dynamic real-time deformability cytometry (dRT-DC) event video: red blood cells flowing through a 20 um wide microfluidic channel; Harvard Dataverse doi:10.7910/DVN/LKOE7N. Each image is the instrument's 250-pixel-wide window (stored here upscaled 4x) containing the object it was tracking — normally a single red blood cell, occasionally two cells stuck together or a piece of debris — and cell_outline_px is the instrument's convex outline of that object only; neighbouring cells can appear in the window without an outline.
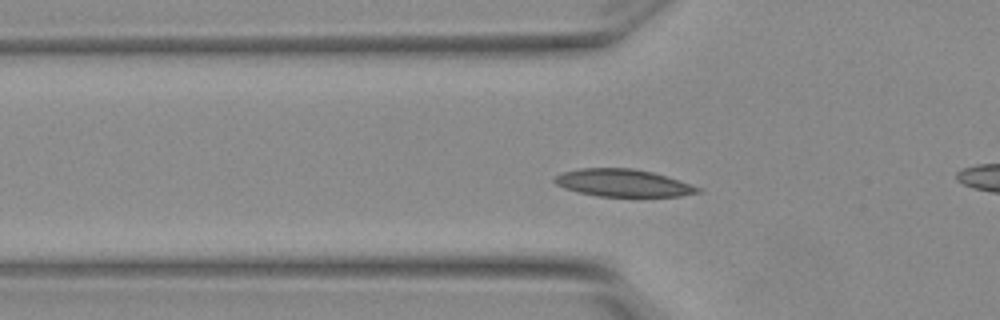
{"species": "Egyptian fruit bat (a non-hibernating species)", "species_latin": "Rousettus aegyptiacus", "temperature_condition": "warm", "stored_images_in_passage": 50, "camera_frame_rate_fps": 3000, "um_per_image_px": 0.085, "animal": {"sex": "female"}, "frame": {"image": 1, "passage_image": 14, "time_ms": 4.333, "image_size_px": [1000, 320], "cell_outline_px": [[704, 192], [680, 196], [600, 196], [580, 192], [564, 188], [556, 184], [552, 180], [556, 176], [564, 172], [580, 168], [632, 168], [652, 172], [700, 188]], "centroid_in_image_um": [52.93, 15.55], "position_along_channel_um": 72.9, "area_um2": 22.48}}
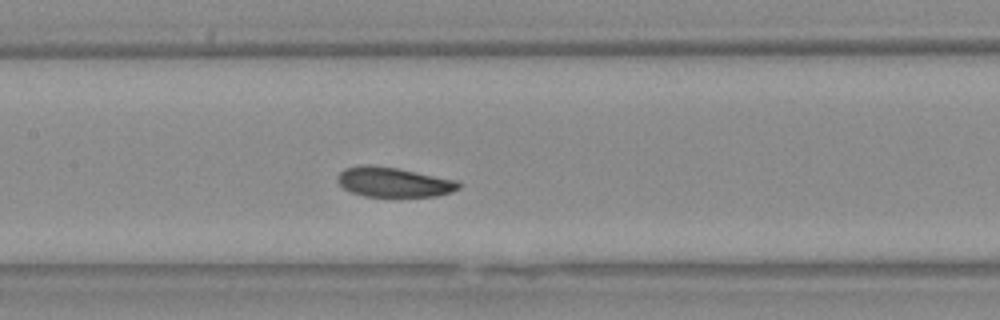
{"frame": {"image": 2, "passage_image": 22, "time_ms": 7.0, "image_size_px": [1000, 320], "cell_outline_px": [[460, 188], [452, 192], [436, 196], [364, 196], [352, 192], [344, 188], [336, 180], [336, 176], [344, 168], [364, 164], [368, 164], [396, 168], [456, 180], [460, 184]], "centroid_in_image_um": [33.42, 15.47], "position_along_channel_um": 174.0, "area_um2": 20.87}}
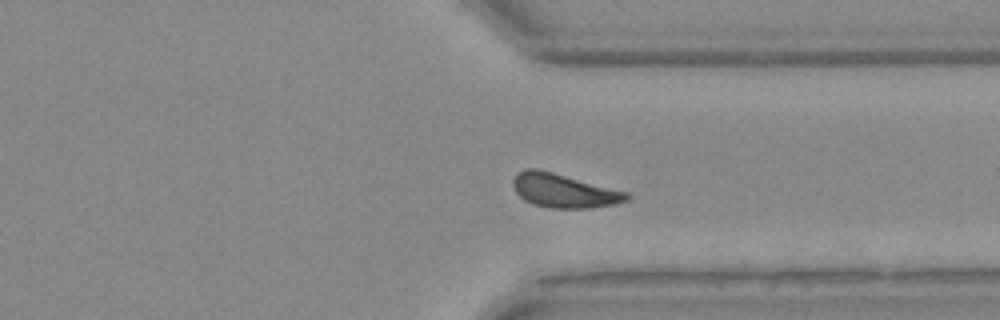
{"frame": {"image": 3, "passage_image": 37, "time_ms": 12.0, "image_size_px": [1000, 320], "cell_outline_px": [[628, 200], [616, 204], [592, 208], [548, 208], [532, 204], [524, 200], [516, 192], [512, 184], [512, 180], [520, 172], [528, 168], [536, 168], [552, 172], [628, 192]], "centroid_in_image_um": [47.92, 16.22], "position_along_channel_um": 363.5, "area_um2": 22.31}, "authors_computed_cell_mechanics": {"area_um2": 21.4149, "velocity_mm_per_s": 3.7889, "shape_relaxation_time_tau1_ms": 3.2984, "shape_relaxation_time_tau2_ms": 2.7346, "deformation_change_tau1": 0.1009, "deformation_change_tau2": 0.0676}}